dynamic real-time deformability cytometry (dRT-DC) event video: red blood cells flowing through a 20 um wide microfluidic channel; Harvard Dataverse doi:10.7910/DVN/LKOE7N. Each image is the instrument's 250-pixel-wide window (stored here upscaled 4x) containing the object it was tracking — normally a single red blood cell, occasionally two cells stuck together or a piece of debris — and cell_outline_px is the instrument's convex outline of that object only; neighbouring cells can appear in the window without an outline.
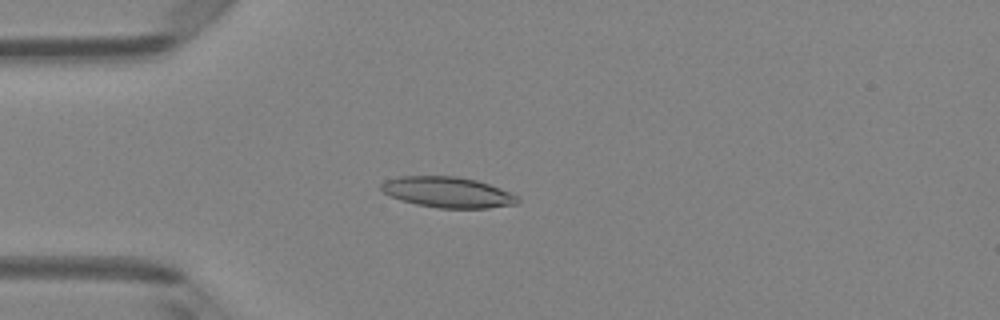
{"species": "Egyptian fruit bat (a non-hibernating species)", "species_latin": "Rousettus aegyptiacus", "temperature_condition": "room temperature", "stored_images_in_passage": 5, "camera_frame_rate_fps": 3000, "um_per_image_px": 0.085, "animal": {"sex": "female"}, "frame": {"image": 1, "passage_image": 4, "time_ms": 1.0, "image_size_px": [1000, 320], "cell_outline_px": [[520, 200], [516, 204], [488, 208], [436, 208], [416, 204], [400, 200], [384, 192], [380, 188], [380, 184], [384, 180], [400, 176], [456, 176], [476, 180], [500, 188], [520, 196]], "centroid_in_image_um": [38.06, 16.34], "position_along_channel_um": 46.9, "area_um2": 24.51}}